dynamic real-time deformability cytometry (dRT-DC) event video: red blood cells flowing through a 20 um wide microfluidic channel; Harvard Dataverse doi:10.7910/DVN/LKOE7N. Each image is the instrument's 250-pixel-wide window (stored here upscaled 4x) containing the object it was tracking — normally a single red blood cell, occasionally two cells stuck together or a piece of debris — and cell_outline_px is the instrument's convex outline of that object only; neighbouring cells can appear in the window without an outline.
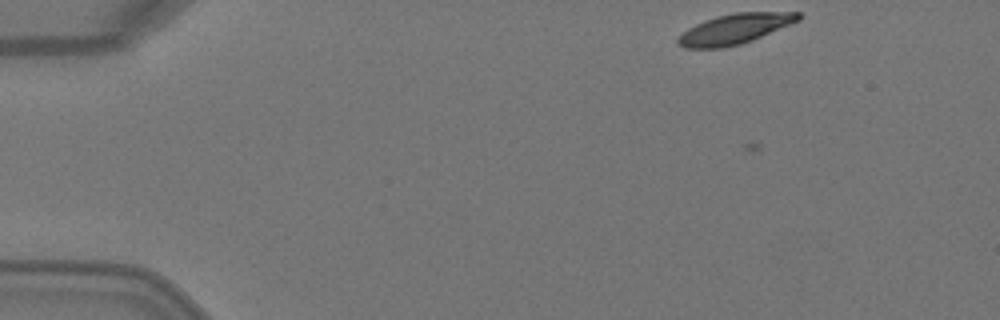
{"species": "Egyptian fruit bat (a non-hibernating species)", "species_latin": "Rousettus aegyptiacus", "temperature_condition": "warm", "stored_images_in_passage": 4, "camera_frame_rate_fps": 3000, "um_per_image_px": 0.085, "animal": {"sex": "female"}, "frame": {"image": 1, "passage_image": 1, "time_ms": 0.0, "image_size_px": [1000, 320], "cell_outline_px": [[800, 20], [752, 40], [740, 44], [720, 48], [684, 48], [676, 44], [676, 40], [688, 28], [704, 20], [716, 16], [736, 12], [800, 12]], "centroid_in_image_um": [62.43, 2.46], "position_along_channel_um": 22.6, "area_um2": 20.98}}